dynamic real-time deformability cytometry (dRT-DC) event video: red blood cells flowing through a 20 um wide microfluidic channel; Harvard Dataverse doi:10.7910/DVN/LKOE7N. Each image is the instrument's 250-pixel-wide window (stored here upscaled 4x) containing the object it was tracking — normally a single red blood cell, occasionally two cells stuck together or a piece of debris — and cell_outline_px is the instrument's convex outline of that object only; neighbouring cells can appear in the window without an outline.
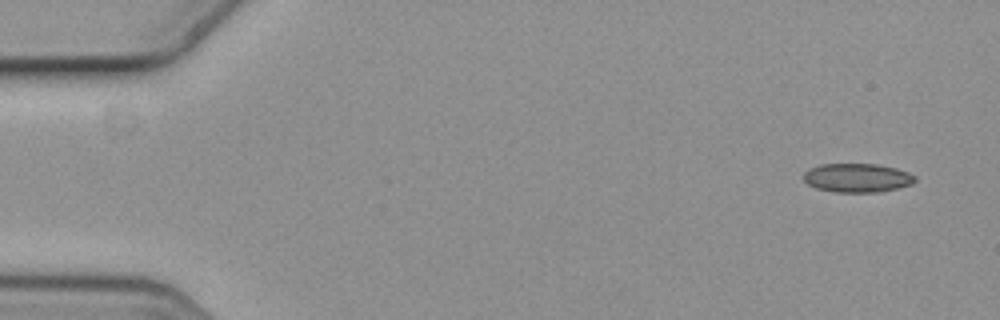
{"species": "common noctule bat (a hibernating species)", "species_latin": "Nyctalus noctula", "temperature_condition": "cold", "stored_images_in_passage": 5, "camera_frame_rate_fps": 3000, "um_per_image_px": 0.085, "animal": {"sex": "female", "body_mass_g": 19.3, "forearm_length_mm": 54.1}, "frame": {"image": 1, "passage_image": 1, "time_ms": 0.0, "image_size_px": [1000, 320], "cell_outline_px": [[916, 180], [912, 184], [880, 192], [836, 192], [816, 188], [808, 184], [804, 180], [804, 172], [808, 168], [820, 164], [880, 164], [896, 168], [908, 172], [916, 176]], "centroid_in_image_um": [72.86, 15.11], "position_along_channel_um": 12.1, "area_um2": 18.84}}
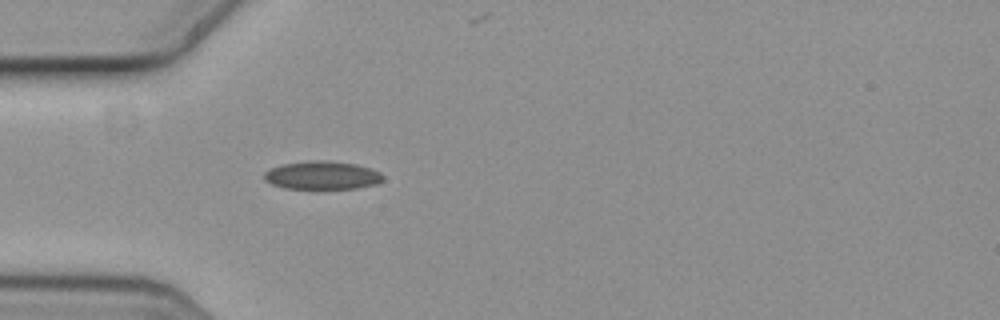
{"frame": {"image": 2, "passage_image": 5, "time_ms": 1.333, "image_size_px": [1000, 320], "cell_outline_px": [[384, 180], [376, 184], [356, 188], [284, 188], [272, 184], [264, 180], [264, 172], [272, 168], [284, 164], [312, 160], [324, 160], [356, 164], [372, 168], [380, 172], [384, 176]], "centroid_in_image_um": [27.42, 14.89], "position_along_channel_um": 57.6, "area_um2": 19.48}}